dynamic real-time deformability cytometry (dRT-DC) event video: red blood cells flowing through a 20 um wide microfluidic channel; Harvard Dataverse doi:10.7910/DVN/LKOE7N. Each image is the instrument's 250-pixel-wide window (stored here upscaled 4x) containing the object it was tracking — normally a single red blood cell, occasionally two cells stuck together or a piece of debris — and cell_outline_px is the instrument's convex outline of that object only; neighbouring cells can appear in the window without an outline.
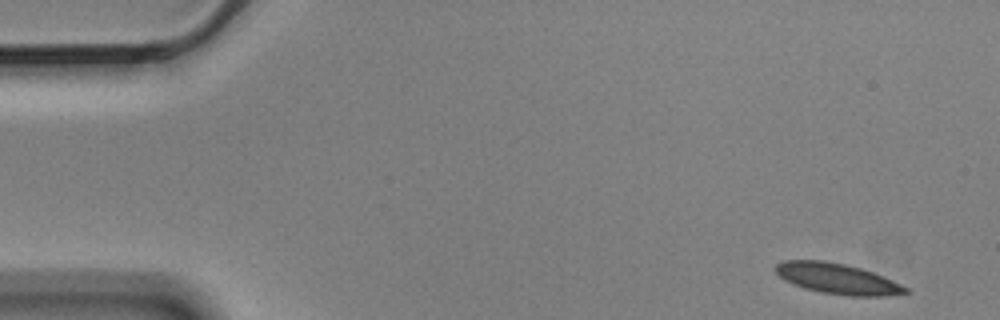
{"species": "Egyptian fruit bat (a non-hibernating species)", "species_latin": "Rousettus aegyptiacus", "temperature_condition": "cold", "stored_images_in_passage": 15, "camera_frame_rate_fps": 3000, "um_per_image_px": 0.085, "animal": {"sex": "male"}, "frame": {"image": 1, "passage_image": 1, "time_ms": 0.0, "image_size_px": [1000, 320], "cell_outline_px": [[912, 292], [884, 296], [848, 296], [820, 292], [804, 288], [792, 284], [784, 280], [772, 268], [776, 264], [784, 260], [824, 260], [844, 264], [860, 268], [872, 272], [892, 280], [908, 288]], "centroid_in_image_um": [71.14, 23.69], "position_along_channel_um": 13.9, "area_um2": 23.24}}
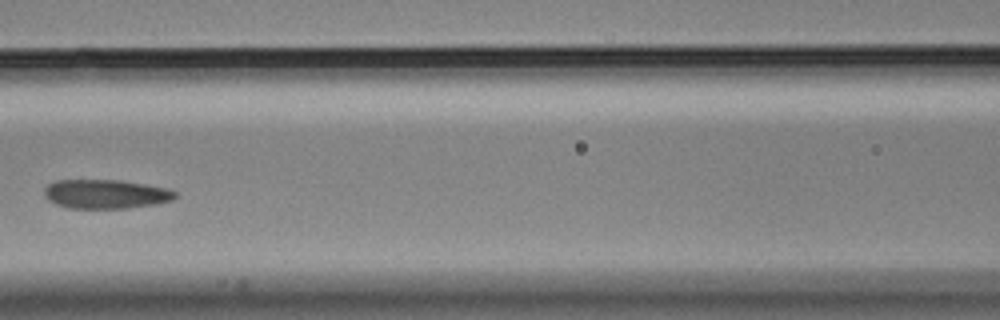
{"frame": {"image": 2, "passage_image": 7, "time_ms": 2.0, "image_size_px": [1000, 320], "cell_outline_px": [[176, 196], [172, 200], [156, 204], [128, 208], [68, 208], [56, 204], [48, 200], [44, 196], [44, 188], [48, 184], [56, 180], [120, 180], [168, 188], [176, 192]], "centroid_in_image_um": [8.97, 16.49], "position_along_channel_um": 157.6, "area_um2": 22.25}}
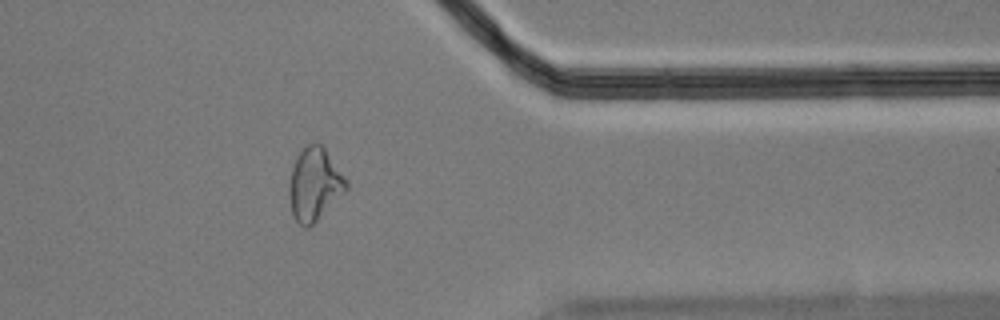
{"frame": {"image": 3, "passage_image": 13, "time_ms": 4.0, "image_size_px": [1000, 320], "cell_outline_px": [[348, 188], [308, 228], [304, 228], [296, 220], [292, 212], [288, 196], [288, 184], [292, 168], [296, 156], [308, 144], [316, 140], [324, 148], [348, 180]], "centroid_in_image_um": [26.71, 15.64], "position_along_channel_um": 384.7, "area_um2": 24.04}}